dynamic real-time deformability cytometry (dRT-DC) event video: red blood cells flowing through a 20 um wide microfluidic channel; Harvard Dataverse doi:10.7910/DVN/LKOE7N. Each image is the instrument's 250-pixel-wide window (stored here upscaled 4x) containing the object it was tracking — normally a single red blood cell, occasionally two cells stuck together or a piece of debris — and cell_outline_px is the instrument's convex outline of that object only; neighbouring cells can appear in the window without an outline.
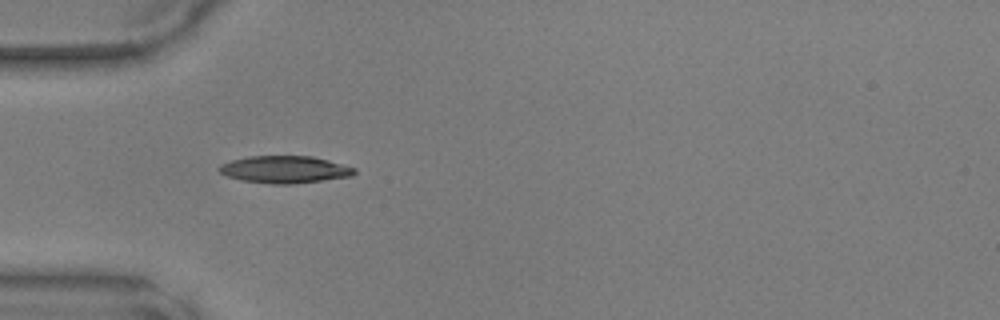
{"species": "common noctule bat (a hibernating species)", "species_latin": "Nyctalus noctula", "temperature_condition": "warm", "stored_images_in_passage": 34, "camera_frame_rate_fps": 3000, "um_per_image_px": 0.085, "animal": {"sex": "male", "body_mass_g": 17.9, "forearm_length_mm": 54.2}, "frame": {"image": 1, "passage_image": 1, "time_ms": 0.0, "image_size_px": [1000, 320], "cell_outline_px": [[356, 172], [352, 176], [292, 184], [272, 184], [240, 180], [228, 176], [220, 172], [216, 168], [220, 164], [232, 160], [248, 156], [312, 156], [328, 160], [356, 168]], "centroid_in_image_um": [24.18, 14.4], "position_along_channel_um": 60.8, "area_um2": 21.44}}
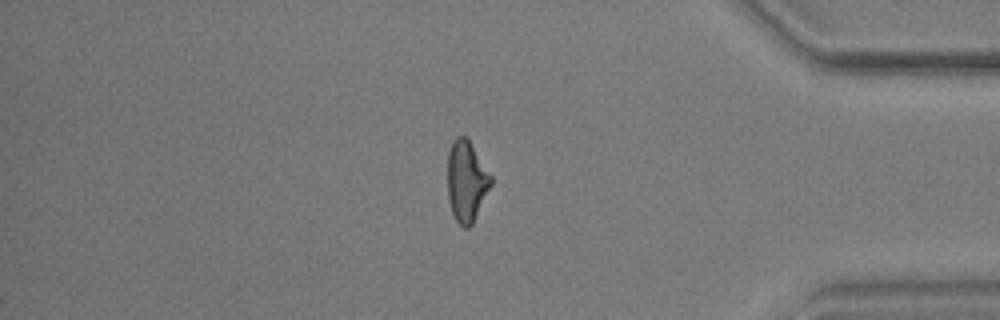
{"frame": {"image": 2, "passage_image": 27, "time_ms": 8.667, "image_size_px": [1000, 320], "cell_outline_px": [[492, 184], [472, 224], [468, 228], [464, 228], [456, 220], [452, 212], [448, 200], [448, 152], [452, 140], [456, 136], [464, 136], [468, 140], [492, 176]], "centroid_in_image_um": [39.64, 15.4], "position_along_channel_um": 395.6, "area_um2": 20.29}}
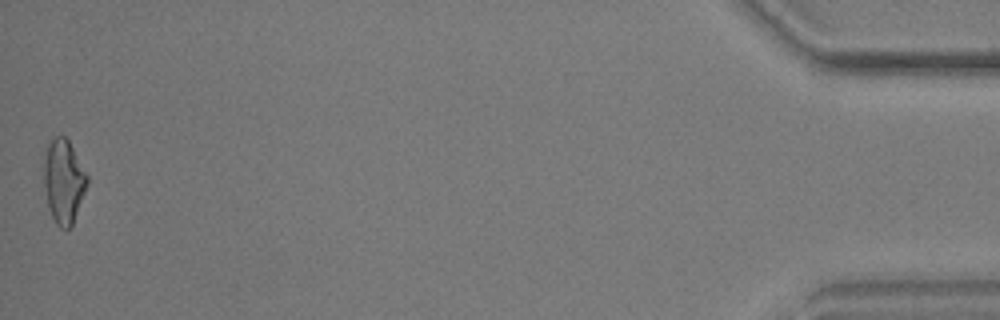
{"frame": {"image": 3, "passage_image": 34, "time_ms": 11.0, "image_size_px": [1000, 320], "cell_outline_px": [[88, 184], [72, 224], [68, 228], [60, 228], [56, 224], [48, 208], [44, 184], [44, 160], [48, 144], [56, 136], [64, 136], [68, 140], [88, 176]], "centroid_in_image_um": [5.41, 15.42], "position_along_channel_um": 429.8, "area_um2": 20.81}}